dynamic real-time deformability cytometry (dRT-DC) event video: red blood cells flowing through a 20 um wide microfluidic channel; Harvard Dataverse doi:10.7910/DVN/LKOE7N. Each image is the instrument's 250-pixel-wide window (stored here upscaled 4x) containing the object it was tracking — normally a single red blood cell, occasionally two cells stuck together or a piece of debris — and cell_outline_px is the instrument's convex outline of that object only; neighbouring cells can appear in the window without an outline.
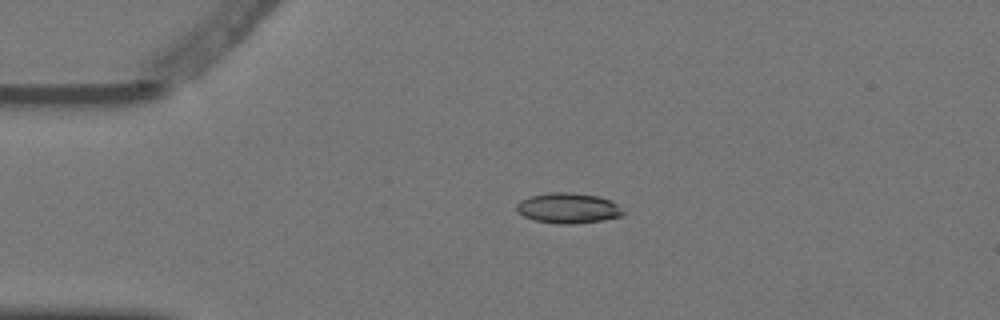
{"species": "Egyptian fruit bat (a non-hibernating species)", "species_latin": "Rousettus aegyptiacus", "temperature_condition": "warm", "stored_images_in_passage": 4, "camera_frame_rate_fps": 3000, "um_per_image_px": 0.085, "animal": {"sex": "female"}, "frame": {"image": 1, "passage_image": 3, "time_ms": 0.667, "image_size_px": [1000, 320], "cell_outline_px": [[624, 216], [604, 220], [576, 224], [556, 224], [536, 220], [524, 216], [516, 212], [516, 204], [520, 200], [528, 196], [552, 192], [568, 192], [600, 196], [612, 200], [624, 212]], "centroid_in_image_um": [48.29, 17.69], "position_along_channel_um": 36.7, "area_um2": 19.13}}